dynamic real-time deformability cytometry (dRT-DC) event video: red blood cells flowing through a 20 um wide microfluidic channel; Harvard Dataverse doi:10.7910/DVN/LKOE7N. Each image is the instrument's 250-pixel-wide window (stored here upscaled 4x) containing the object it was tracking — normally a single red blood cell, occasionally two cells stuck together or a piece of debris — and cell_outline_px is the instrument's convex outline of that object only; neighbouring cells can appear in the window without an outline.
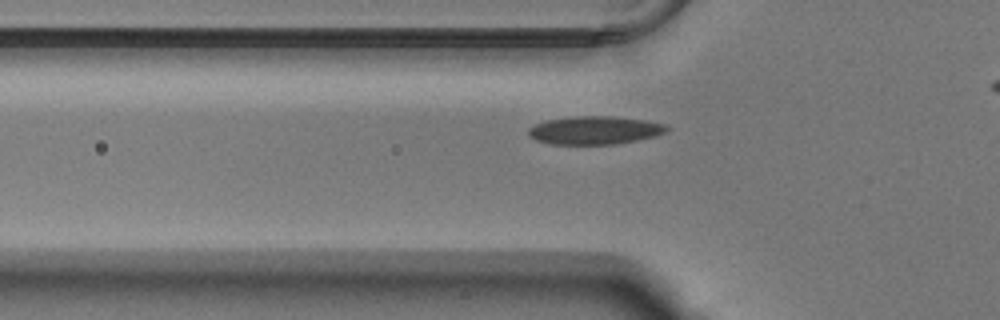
{"species": "Egyptian fruit bat (a non-hibernating species)", "species_latin": "Rousettus aegyptiacus", "temperature_condition": "warm", "stored_images_in_passage": 36, "camera_frame_rate_fps": 3000, "um_per_image_px": 0.085, "animal": {"sex": "male"}, "frame": {"image": 1, "passage_image": 6, "time_ms": 1.667, "image_size_px": [1000, 320], "cell_outline_px": [[668, 128], [664, 132], [656, 136], [616, 144], [552, 144], [536, 140], [528, 136], [528, 128], [544, 120], [576, 116], [612, 116], [644, 120], [664, 124]], "centroid_in_image_um": [50.51, 11.07], "position_along_channel_um": 75.3, "area_um2": 22.6}}
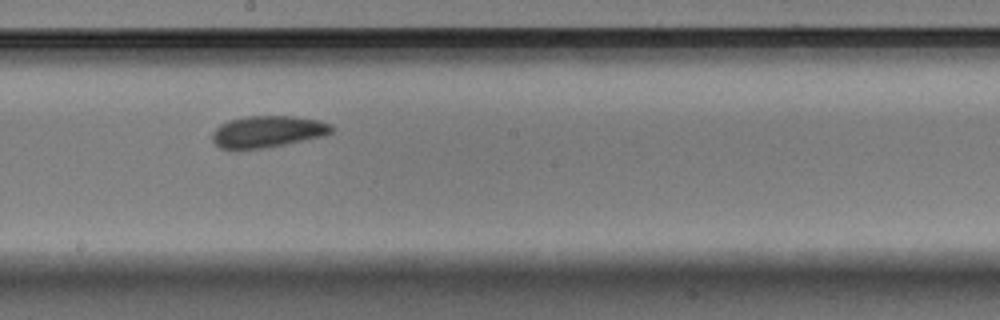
{"frame": {"image": 2, "passage_image": 18, "time_ms": 5.667, "image_size_px": [1000, 320], "cell_outline_px": [[336, 128], [332, 132], [324, 136], [284, 144], [260, 148], [220, 148], [212, 140], [212, 132], [220, 124], [228, 120], [244, 116], [292, 116], [320, 120], [332, 124]], "centroid_in_image_um": [22.78, 11.16], "position_along_channel_um": 225.4, "area_um2": 21.96}}
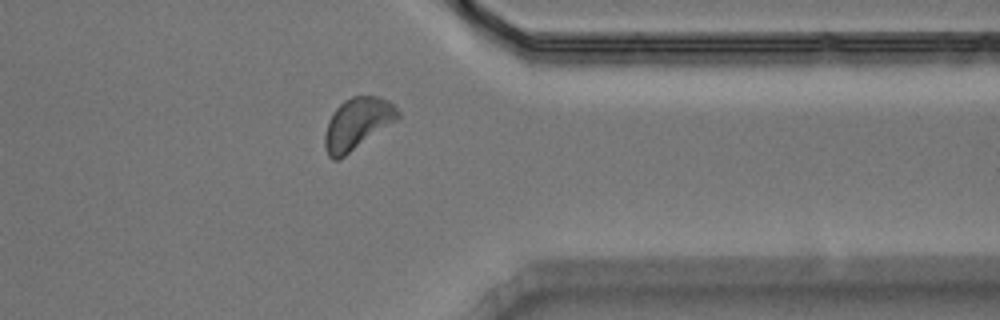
{"frame": {"image": 3, "passage_image": 31, "time_ms": 10.0, "image_size_px": [1000, 320], "cell_outline_px": [[400, 116], [396, 120], [340, 160], [332, 160], [328, 156], [324, 144], [324, 136], [328, 120], [336, 108], [344, 100], [352, 96], [380, 96], [388, 100], [400, 112]], "centroid_in_image_um": [30.35, 10.52], "position_along_channel_um": 381.1, "area_um2": 21.96}, "authors_computed_cell_mechanics": {"area_um2": 21.964, "velocity_mm_per_s": 3.7378, "shape_relaxation_time_tau1_ms": 2.8795, "shape_relaxation_time_tau2_ms": 2.0496, "deformation_change_tau1": 0.0862, "deformation_change_tau2": 0.0725}}